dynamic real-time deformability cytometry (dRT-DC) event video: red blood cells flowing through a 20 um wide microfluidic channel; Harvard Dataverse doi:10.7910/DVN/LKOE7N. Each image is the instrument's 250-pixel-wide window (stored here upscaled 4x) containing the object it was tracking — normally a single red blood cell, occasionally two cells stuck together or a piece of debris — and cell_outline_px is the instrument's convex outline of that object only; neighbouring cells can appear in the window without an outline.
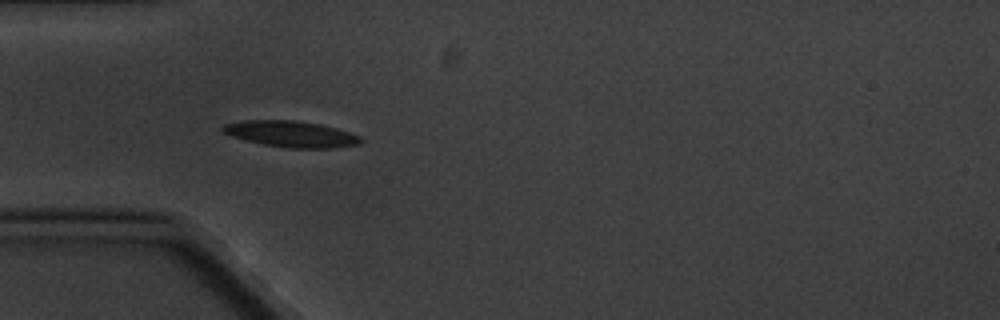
{"species": "common noctule bat (a hibernating species)", "species_latin": "Nyctalus noctula", "temperature_condition": "cold", "stored_images_in_passage": 7, "camera_frame_rate_fps": 3000, "um_per_image_px": 0.085, "animal": {"sex": "male", "body_mass_g": 20.1, "forearm_length_mm": 53.5}, "frame": {"image": 1, "passage_image": 5, "time_ms": 4.667, "image_size_px": [1000, 320], "cell_outline_px": [[364, 140], [360, 144], [332, 148], [288, 148], [264, 144], [232, 136], [220, 132], [220, 128], [224, 124], [244, 120], [292, 120], [320, 124], [336, 128], [360, 136]], "centroid_in_image_um": [24.73, 11.39], "position_along_channel_um": 60.3, "area_um2": 20.98}}